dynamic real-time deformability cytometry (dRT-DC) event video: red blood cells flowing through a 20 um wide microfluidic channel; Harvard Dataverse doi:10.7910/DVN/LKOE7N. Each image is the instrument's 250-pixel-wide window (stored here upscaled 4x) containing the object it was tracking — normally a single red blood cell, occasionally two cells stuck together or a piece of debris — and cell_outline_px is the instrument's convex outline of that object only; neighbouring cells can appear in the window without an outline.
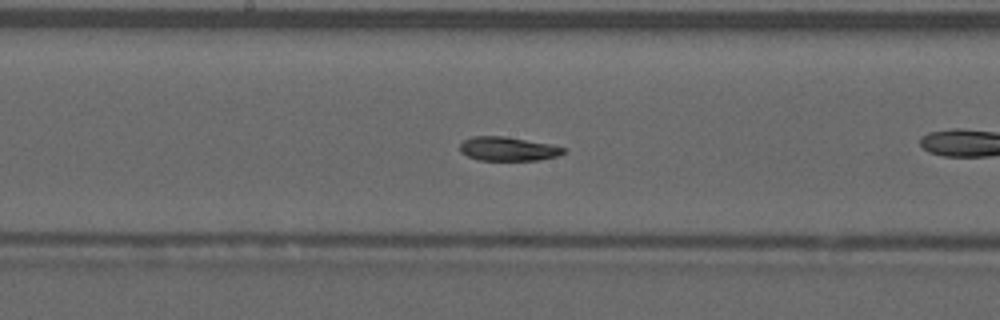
{"species": "common noctule bat (a hibernating species)", "species_latin": "Nyctalus noctula", "temperature_condition": "warm", "stored_images_in_passage": 37, "camera_frame_rate_fps": 3000, "um_per_image_px": 0.085, "animal": {"sex": "male", "forearm_length_mm": 52.5}, "frame": {"image": 1, "passage_image": 11, "time_ms": 3.333, "image_size_px": [1000, 320], "cell_outline_px": [[568, 152], [556, 156], [536, 160], [480, 160], [468, 156], [460, 152], [460, 144], [464, 140], [472, 136], [504, 136], [552, 144], [568, 148]], "centroid_in_image_um": [43.22, 12.64], "position_along_channel_um": 205.0, "area_um2": 14.57}}